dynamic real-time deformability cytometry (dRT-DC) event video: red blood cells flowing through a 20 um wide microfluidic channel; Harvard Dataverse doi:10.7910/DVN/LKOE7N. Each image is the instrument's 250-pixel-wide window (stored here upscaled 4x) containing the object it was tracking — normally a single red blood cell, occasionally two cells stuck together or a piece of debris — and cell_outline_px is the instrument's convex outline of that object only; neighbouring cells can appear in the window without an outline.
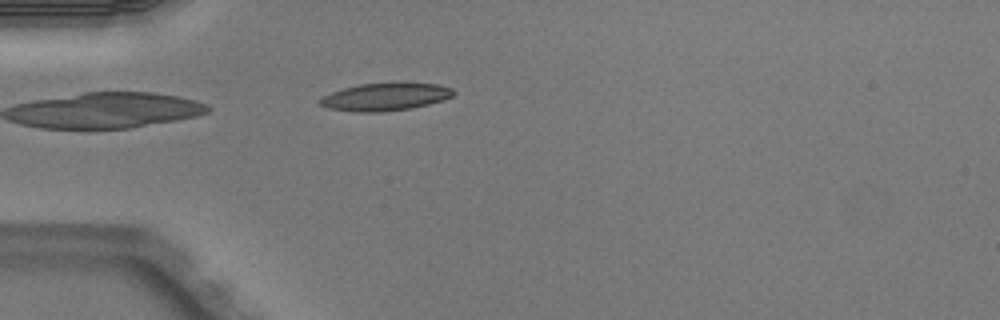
{"species": "Egyptian fruit bat (a non-hibernating species)", "species_latin": "Rousettus aegyptiacus", "temperature_condition": "warm", "stored_images_in_passage": 5, "camera_frame_rate_fps": 3000, "um_per_image_px": 0.085, "animal": {"sex": "male"}, "frame": {"image": 1, "passage_image": 5, "time_ms": 1.333, "image_size_px": [1000, 320], "cell_outline_px": [[456, 92], [452, 96], [444, 100], [412, 108], [380, 112], [352, 112], [328, 108], [320, 104], [320, 100], [324, 96], [332, 92], [344, 88], [360, 84], [436, 84], [452, 88]], "centroid_in_image_um": [32.75, 8.25], "position_along_channel_um": 52.2, "area_um2": 21.04}}